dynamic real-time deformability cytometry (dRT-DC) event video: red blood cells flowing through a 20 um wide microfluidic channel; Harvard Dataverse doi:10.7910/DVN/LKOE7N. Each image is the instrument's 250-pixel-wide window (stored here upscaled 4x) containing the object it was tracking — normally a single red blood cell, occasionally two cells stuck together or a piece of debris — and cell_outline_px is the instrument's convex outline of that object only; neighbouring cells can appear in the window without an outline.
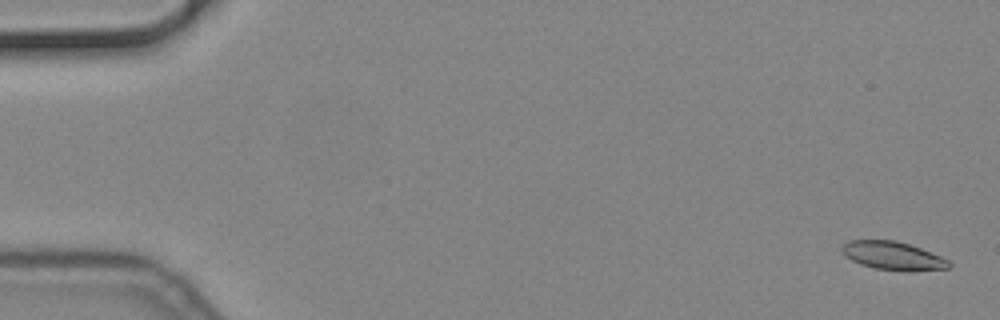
{"species": "common noctule bat (a hibernating species)", "species_latin": "Nyctalus noctula", "temperature_condition": "cold", "stored_images_in_passage": 16, "camera_frame_rate_fps": 3000, "um_per_image_px": 0.085, "animal": {"sex": "male", "body_mass_g": 19.2, "forearm_length_mm": 51.8}, "frame": {"image": 1, "passage_image": 2, "time_ms": 0.333, "image_size_px": [1000, 320], "cell_outline_px": [[952, 264], [948, 268], [908, 272], [872, 268], [860, 264], [844, 256], [840, 248], [848, 240], [896, 240], [920, 248], [940, 256], [948, 260]], "centroid_in_image_um": [75.87, 21.75], "position_along_channel_um": 9.1, "area_um2": 17.8}}
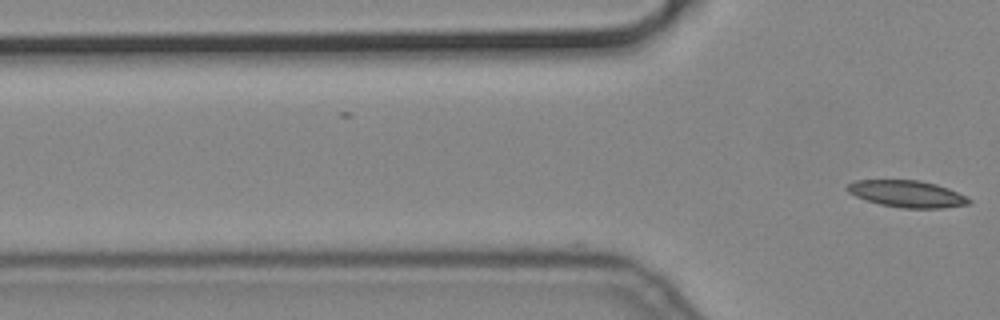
{"frame": {"image": 2, "passage_image": 16, "time_ms": 5.0, "image_size_px": [1000, 320], "cell_outline_px": [[972, 204], [944, 208], [904, 208], [880, 204], [856, 196], [848, 192], [844, 188], [848, 184], [856, 180], [920, 180], [936, 184], [948, 188], [968, 196], [972, 200]], "centroid_in_image_um": [77.15, 16.48], "position_along_channel_um": 48.6, "area_um2": 19.13}}